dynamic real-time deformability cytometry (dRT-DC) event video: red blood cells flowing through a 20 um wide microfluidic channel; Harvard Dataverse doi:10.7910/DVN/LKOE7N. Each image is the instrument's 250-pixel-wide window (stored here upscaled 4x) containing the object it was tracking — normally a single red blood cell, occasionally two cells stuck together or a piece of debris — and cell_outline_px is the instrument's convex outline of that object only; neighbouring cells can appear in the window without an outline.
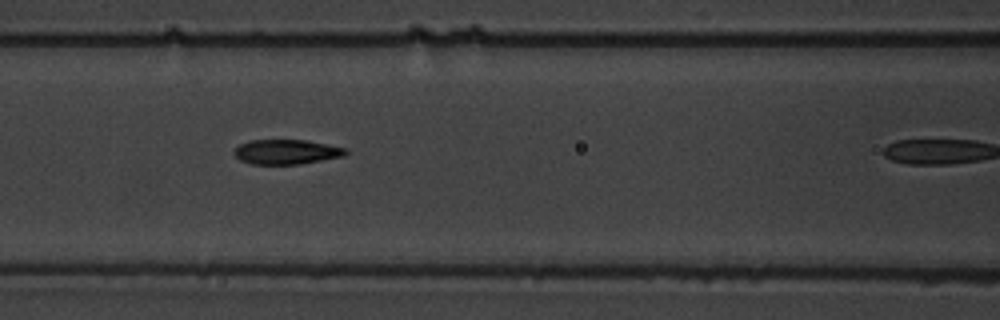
{"species": "common noctule bat (a hibernating species)", "species_latin": "Nyctalus noctula", "temperature_condition": "warm", "stored_images_in_passage": 6, "camera_frame_rate_fps": 3000, "um_per_image_px": 0.085, "animal": {"sex": "male", "body_mass_g": 19.5, "forearm_length_mm": 54.6}, "frame": {"image": 1, "passage_image": 5, "time_ms": 4.333, "image_size_px": [1000, 320], "cell_outline_px": [[348, 152], [344, 156], [300, 164], [252, 164], [240, 160], [232, 152], [240, 144], [252, 140], [304, 140], [328, 144], [348, 148]], "centroid_in_image_um": [24.37, 12.91], "position_along_channel_um": 142.2, "area_um2": 16.07}}